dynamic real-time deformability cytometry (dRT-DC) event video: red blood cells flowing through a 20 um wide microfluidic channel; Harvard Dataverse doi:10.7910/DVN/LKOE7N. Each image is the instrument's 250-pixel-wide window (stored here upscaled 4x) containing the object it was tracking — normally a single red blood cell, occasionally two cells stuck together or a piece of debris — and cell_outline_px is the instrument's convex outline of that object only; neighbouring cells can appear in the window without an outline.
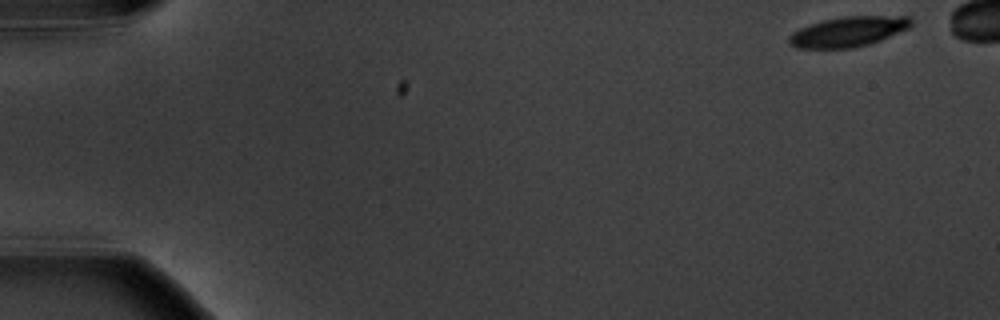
{"species": "common noctule bat (a hibernating species)", "species_latin": "Nyctalus noctula", "temperature_condition": "warm", "stored_images_in_passage": 7, "camera_frame_rate_fps": 3000, "um_per_image_px": 0.085, "animal": {"sex": "male", "body_mass_g": 20.1, "forearm_length_mm": 53.5}, "frame": {"image": 1, "passage_image": 1, "time_ms": 0.0, "image_size_px": [1000, 320], "cell_outline_px": [[912, 24], [908, 28], [880, 40], [868, 44], [852, 48], [796, 48], [788, 44], [788, 36], [792, 32], [800, 28], [824, 20], [844, 16], [912, 16]], "centroid_in_image_um": [72.09, 2.69], "position_along_channel_um": 12.9, "area_um2": 21.33}}